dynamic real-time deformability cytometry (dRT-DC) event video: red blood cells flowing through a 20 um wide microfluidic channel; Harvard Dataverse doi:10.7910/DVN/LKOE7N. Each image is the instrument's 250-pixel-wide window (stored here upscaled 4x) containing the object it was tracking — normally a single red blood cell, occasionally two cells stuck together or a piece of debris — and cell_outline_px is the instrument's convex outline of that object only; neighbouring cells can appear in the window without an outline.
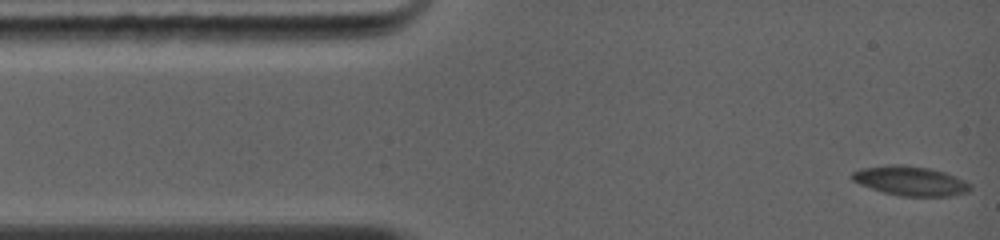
{"species": "common noctule bat (a hibernating species)", "species_latin": "Nyctalus noctula", "temperature_condition": "warm", "stored_images_in_passage": 4, "camera_frame_rate_fps": 5000, "um_per_image_px": 0.085, "animal": {"sex": "female", "body_mass_g": 19.0, "forearm_length_mm": 56.7}, "frame": {"image": 1, "passage_image": 1, "time_ms": 0.0, "image_size_px": [1000, 240], "cell_outline_px": [[972, 188], [968, 192], [952, 196], [900, 196], [884, 192], [860, 184], [852, 180], [852, 172], [860, 168], [892, 164], [904, 164], [928, 168], [944, 172], [956, 176], [972, 184]], "centroid_in_image_um": [77.42, 15.37], "position_along_channel_um": 7.6, "area_um2": 20.35}}
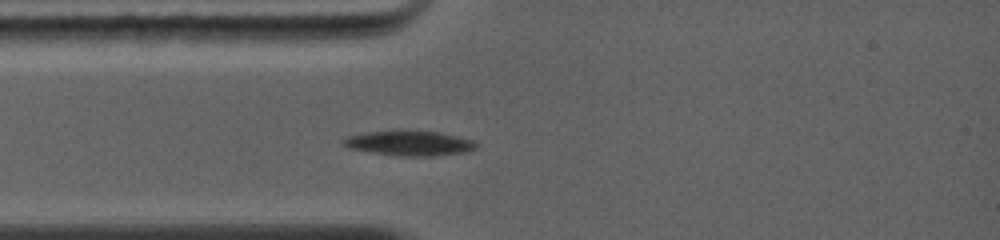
{"frame": {"image": 2, "passage_image": 4, "time_ms": 2.8, "image_size_px": [1000, 240], "cell_outline_px": [[480, 144], [476, 148], [468, 152], [436, 156], [396, 156], [348, 148], [340, 140], [348, 136], [364, 132], [400, 128], [440, 132], [472, 140]], "centroid_in_image_um": [34.8, 12.14], "position_along_channel_um": 50.2, "area_um2": 20.11}}